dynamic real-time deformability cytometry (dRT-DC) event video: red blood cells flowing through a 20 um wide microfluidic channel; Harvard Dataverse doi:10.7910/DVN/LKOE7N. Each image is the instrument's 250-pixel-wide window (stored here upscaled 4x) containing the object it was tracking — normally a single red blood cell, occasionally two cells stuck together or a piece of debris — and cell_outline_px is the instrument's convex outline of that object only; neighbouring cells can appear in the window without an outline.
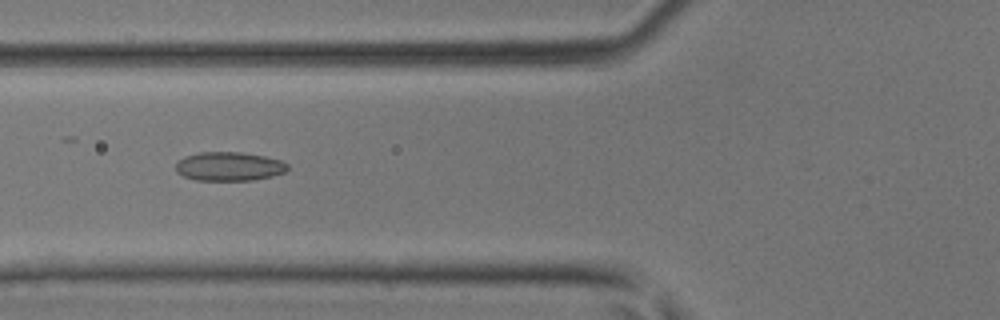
{"species": "common noctule bat (a hibernating species)", "species_latin": "Nyctalus noctula", "temperature_condition": "room temperature", "stored_images_in_passage": 12, "camera_frame_rate_fps": 3000, "um_per_image_px": 0.085, "animal": {"sex": "male", "body_mass_g": 17.9, "forearm_length_mm": 54.2}, "frame": {"image": 1, "passage_image": 4, "time_ms": 1.0, "image_size_px": [1000, 320], "cell_outline_px": [[288, 168], [284, 172], [272, 176], [252, 180], [196, 180], [184, 176], [176, 172], [176, 164], [184, 156], [200, 152], [240, 152], [264, 156], [280, 160], [288, 164]], "centroid_in_image_um": [19.46, 14.14], "position_along_channel_um": 106.3, "area_um2": 18.73}}
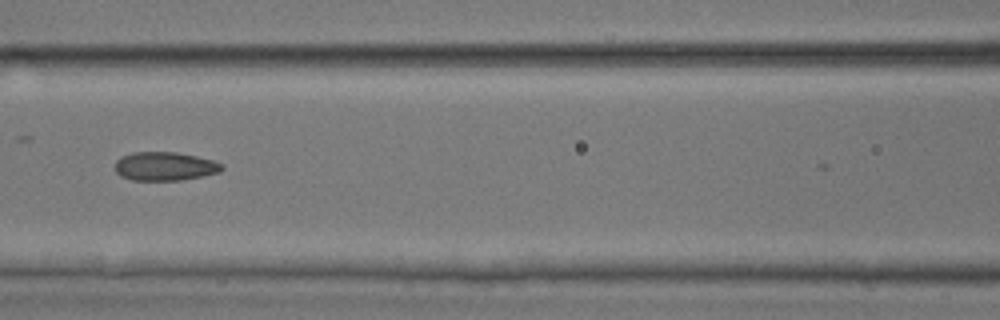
{"frame": {"image": 2, "passage_image": 7, "time_ms": 2.0, "image_size_px": [1000, 320], "cell_outline_px": [[224, 168], [220, 172], [204, 176], [180, 180], [132, 180], [120, 176], [116, 172], [116, 160], [120, 156], [132, 152], [176, 152], [196, 156], [212, 160], [224, 164]], "centroid_in_image_um": [14.02, 14.13], "position_along_channel_um": 152.6, "area_um2": 17.98}}